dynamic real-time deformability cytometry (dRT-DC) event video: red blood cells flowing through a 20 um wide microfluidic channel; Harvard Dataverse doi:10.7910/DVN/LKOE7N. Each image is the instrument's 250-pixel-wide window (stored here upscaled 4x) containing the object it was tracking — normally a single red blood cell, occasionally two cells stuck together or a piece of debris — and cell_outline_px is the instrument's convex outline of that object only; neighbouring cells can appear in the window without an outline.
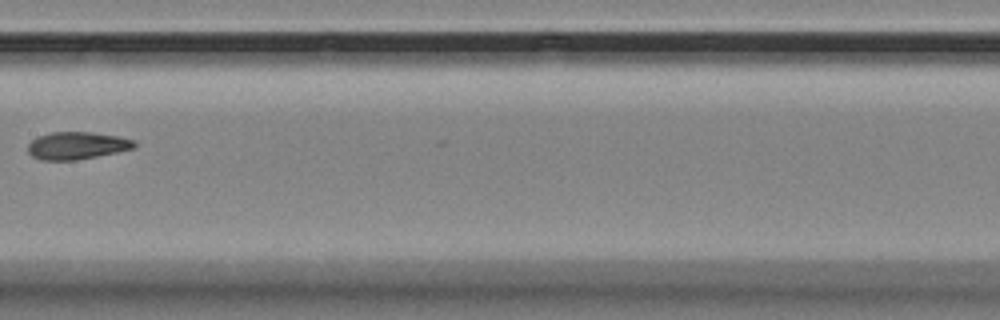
{"species": "Egyptian fruit bat (a non-hibernating species)", "species_latin": "Rousettus aegyptiacus", "temperature_condition": "room temperature", "stored_images_in_passage": 12, "camera_frame_rate_fps": 3000, "um_per_image_px": 0.085, "animal": {"sex": "female"}, "frame": {"image": 1, "passage_image": 5, "time_ms": 4.667, "image_size_px": [1000, 320], "cell_outline_px": [[136, 148], [76, 160], [40, 160], [32, 156], [28, 152], [28, 144], [36, 136], [52, 132], [92, 132], [116, 136], [136, 140]], "centroid_in_image_um": [6.53, 12.37], "position_along_channel_um": 200.9, "area_um2": 17.05}}
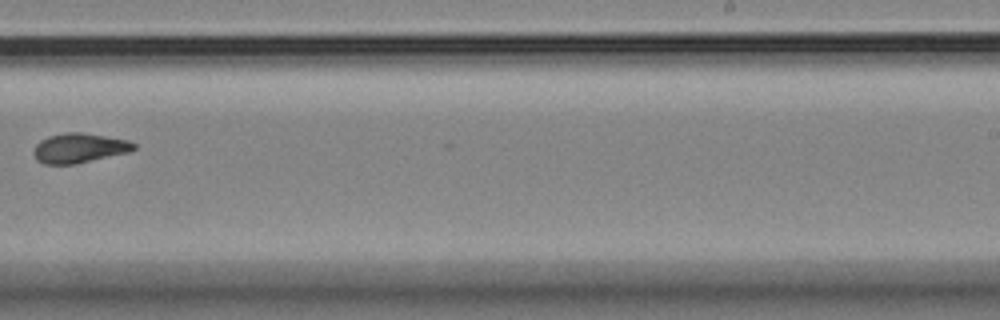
{"frame": {"image": 2, "passage_image": 7, "time_ms": 7.0, "image_size_px": [1000, 320], "cell_outline_px": [[136, 148], [128, 152], [76, 164], [44, 164], [36, 160], [32, 152], [36, 144], [40, 140], [48, 136], [68, 132], [84, 132], [128, 140], [136, 144]], "centroid_in_image_um": [6.71, 12.58], "position_along_channel_um": 282.3, "area_um2": 17.4}}
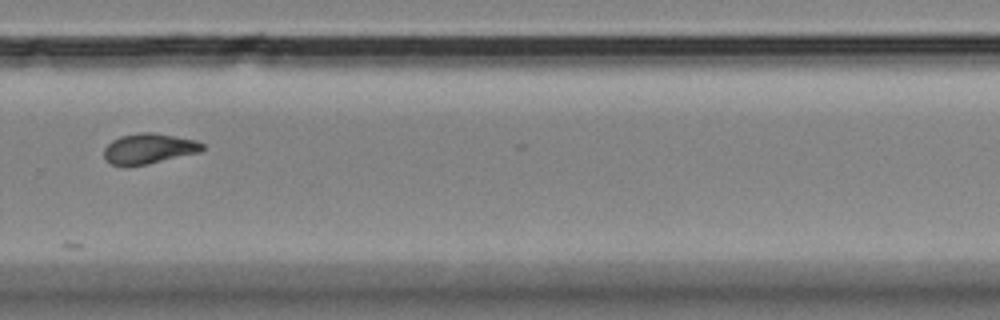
{"frame": {"image": 3, "passage_image": 8, "time_ms": 8.0, "image_size_px": [1000, 320], "cell_outline_px": [[204, 148], [200, 152], [148, 164], [124, 168], [108, 164], [104, 160], [104, 148], [112, 140], [120, 136], [140, 132], [152, 132], [196, 140], [204, 144]], "centroid_in_image_um": [12.59, 12.66], "position_along_channel_um": 317.2, "area_um2": 17.8}}